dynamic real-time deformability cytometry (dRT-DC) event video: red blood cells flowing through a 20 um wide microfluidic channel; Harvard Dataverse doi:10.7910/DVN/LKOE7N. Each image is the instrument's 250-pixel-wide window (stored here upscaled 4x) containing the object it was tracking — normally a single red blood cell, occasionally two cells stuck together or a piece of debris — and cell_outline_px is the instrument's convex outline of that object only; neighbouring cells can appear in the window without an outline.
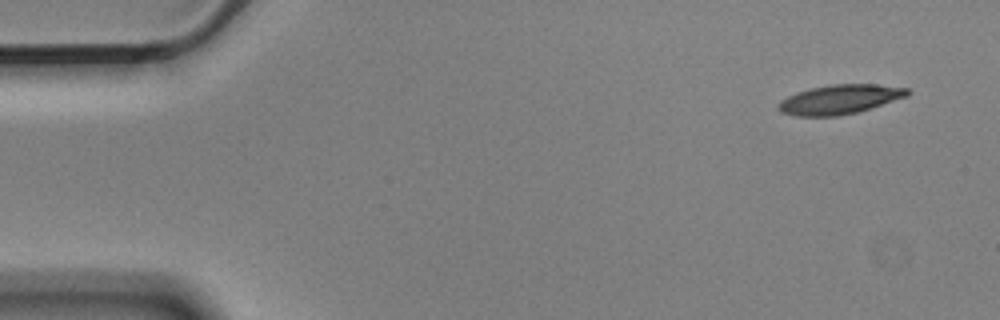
{"species": "Egyptian fruit bat (a non-hibernating species)", "species_latin": "Rousettus aegyptiacus", "temperature_condition": "cold", "stored_images_in_passage": 5, "camera_frame_rate_fps": 3000, "um_per_image_px": 0.085, "animal": {"sex": "male"}, "frame": {"image": 1, "passage_image": 1, "time_ms": 0.0, "image_size_px": [1000, 320], "cell_outline_px": [[912, 92], [908, 96], [856, 112], [836, 116], [796, 116], [780, 112], [776, 108], [776, 104], [780, 100], [796, 92], [812, 88], [832, 84], [876, 84], [908, 88]], "centroid_in_image_um": [71.34, 8.44], "position_along_channel_um": 13.7, "area_um2": 22.08}}
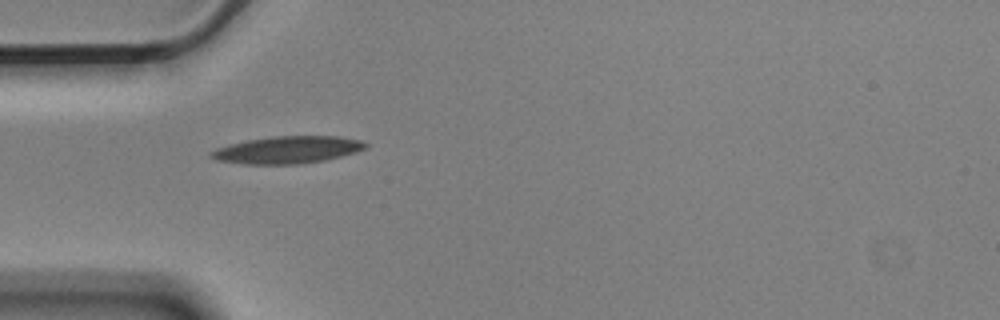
{"frame": {"image": 2, "passage_image": 4, "time_ms": 1.0, "image_size_px": [1000, 320], "cell_outline_px": [[368, 148], [356, 152], [324, 160], [296, 164], [244, 164], [216, 160], [208, 156], [208, 152], [216, 148], [248, 140], [272, 136], [340, 136], [360, 140], [368, 144]], "centroid_in_image_um": [24.43, 12.73], "position_along_channel_um": 60.6, "area_um2": 24.51}}
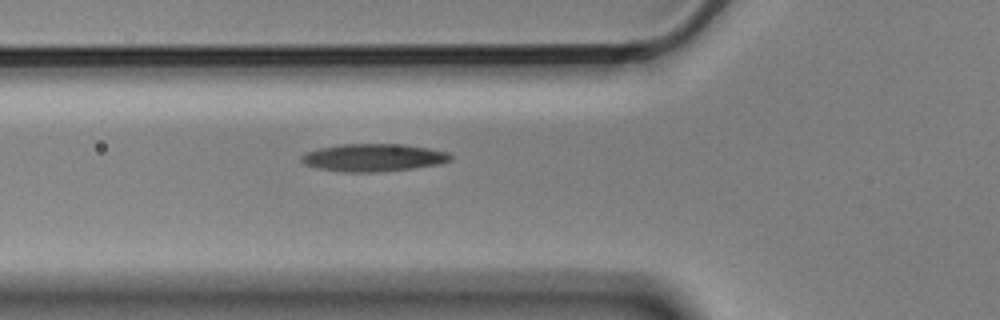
{"frame": {"image": 3, "passage_image": 5, "time_ms": 1.333, "image_size_px": [1000, 320], "cell_outline_px": [[452, 160], [440, 164], [412, 168], [380, 172], [344, 172], [316, 168], [304, 164], [300, 160], [300, 156], [308, 152], [320, 148], [340, 144], [404, 144], [428, 148], [448, 152], [452, 156]], "centroid_in_image_um": [31.74, 13.4], "position_along_channel_um": 94.1, "area_um2": 24.1}}